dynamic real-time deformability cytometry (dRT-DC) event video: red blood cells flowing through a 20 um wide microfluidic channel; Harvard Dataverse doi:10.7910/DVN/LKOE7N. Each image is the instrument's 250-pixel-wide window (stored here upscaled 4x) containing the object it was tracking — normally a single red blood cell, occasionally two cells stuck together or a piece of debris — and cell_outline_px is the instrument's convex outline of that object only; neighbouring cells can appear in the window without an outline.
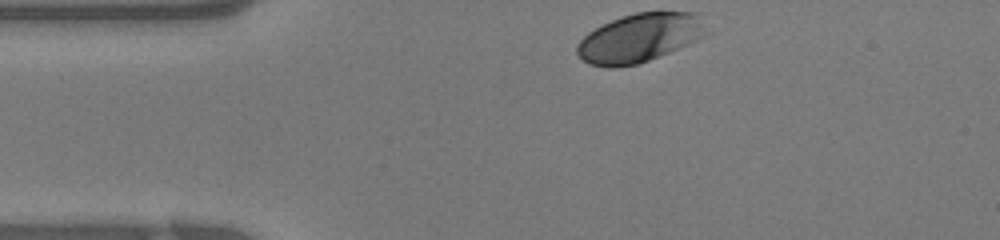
{"species": "human", "species_latin": "Homo sapiens", "temperature_condition": "warm", "stored_images_in_passage": 26, "camera_frame_rate_fps": 3000, "um_per_image_px": 0.085, "donor": {"sex": "female"}, "frame": {"image": 1, "passage_image": 1, "time_ms": 0.0, "image_size_px": [1000, 240], "cell_outline_px": [[704, 36], [688, 44], [648, 60], [636, 64], [612, 68], [608, 68], [592, 64], [584, 60], [576, 52], [576, 44], [588, 32], [612, 20], [636, 12], [704, 12]], "centroid_in_image_um": [54.38, 3.2], "position_along_channel_um": 30.6, "area_um2": 36.41}}
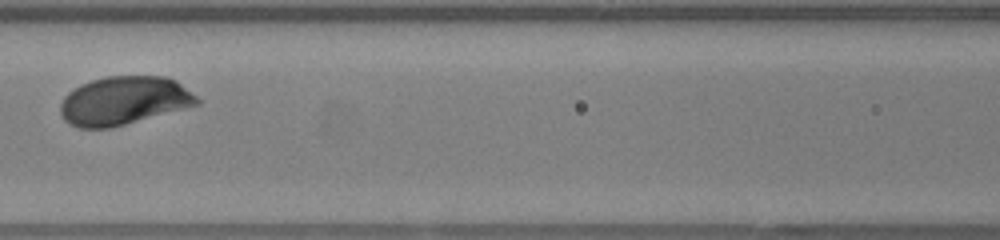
{"frame": {"image": 2, "passage_image": 11, "time_ms": 3.333, "image_size_px": [1000, 240], "cell_outline_px": [[200, 104], [112, 128], [80, 128], [64, 120], [60, 112], [60, 104], [64, 96], [72, 88], [80, 84], [104, 76], [168, 76], [176, 80], [196, 96], [200, 100]], "centroid_in_image_um": [10.52, 8.55], "position_along_channel_um": 156.1, "area_um2": 38.78}}
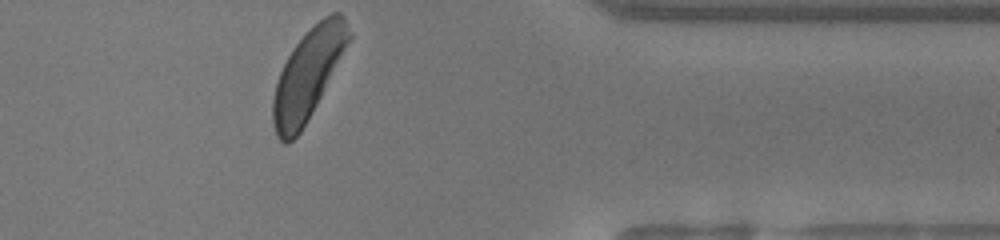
{"frame": {"image": 3, "passage_image": 26, "time_ms": 8.333, "image_size_px": [1000, 240], "cell_outline_px": [[352, 36], [316, 104], [300, 132], [288, 144], [284, 144], [276, 136], [272, 124], [272, 100], [276, 84], [280, 72], [292, 48], [324, 16], [332, 12], [340, 12], [344, 16]], "centroid_in_image_um": [26.15, 6.34], "position_along_channel_um": 385.2, "area_um2": 38.9}}